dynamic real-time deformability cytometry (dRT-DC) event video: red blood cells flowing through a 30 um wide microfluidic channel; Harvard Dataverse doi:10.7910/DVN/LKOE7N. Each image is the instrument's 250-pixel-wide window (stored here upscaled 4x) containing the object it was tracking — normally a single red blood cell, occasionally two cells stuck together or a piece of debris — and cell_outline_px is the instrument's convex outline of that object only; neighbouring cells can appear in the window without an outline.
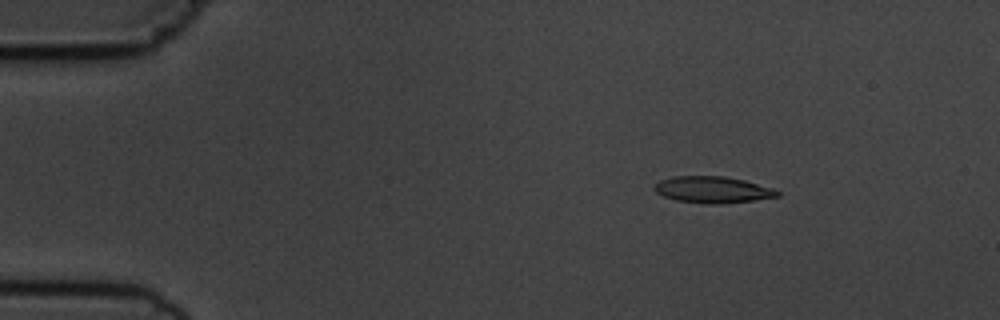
{"species": "common noctule bat (a hibernating species)", "species_latin": "Nyctalus noctula", "temperature_condition": "cold", "stored_images_in_passage": 5, "camera_frame_rate_fps": 3000, "um_per_image_px": 0.085, "animal": {"sex": "male", "body_mass_g": 19.5, "forearm_length_mm": 54.6}, "frame": {"image": 1, "passage_image": 2, "time_ms": 1.333, "image_size_px": [1000, 320], "cell_outline_px": [[780, 196], [752, 200], [720, 204], [704, 204], [676, 200], [664, 196], [656, 192], [652, 188], [660, 180], [672, 176], [724, 176], [744, 180], [772, 188], [780, 192]], "centroid_in_image_um": [60.55, 16.12], "position_along_channel_um": 24.5, "area_um2": 18.96}}
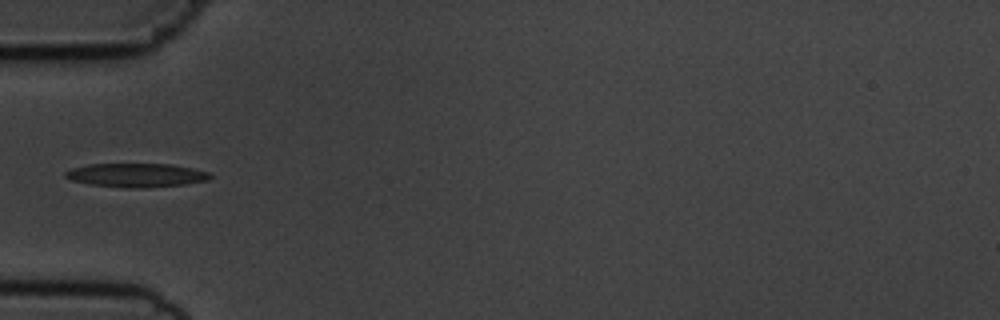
{"frame": {"image": 2, "passage_image": 5, "time_ms": 4.667, "image_size_px": [1000, 320], "cell_outline_px": [[212, 176], [208, 180], [184, 184], [148, 188], [124, 188], [92, 184], [68, 180], [64, 176], [64, 172], [72, 168], [88, 164], [172, 164], [192, 168], [208, 172]], "centroid_in_image_um": [11.56, 14.89], "position_along_channel_um": 73.4, "area_um2": 20.17}}